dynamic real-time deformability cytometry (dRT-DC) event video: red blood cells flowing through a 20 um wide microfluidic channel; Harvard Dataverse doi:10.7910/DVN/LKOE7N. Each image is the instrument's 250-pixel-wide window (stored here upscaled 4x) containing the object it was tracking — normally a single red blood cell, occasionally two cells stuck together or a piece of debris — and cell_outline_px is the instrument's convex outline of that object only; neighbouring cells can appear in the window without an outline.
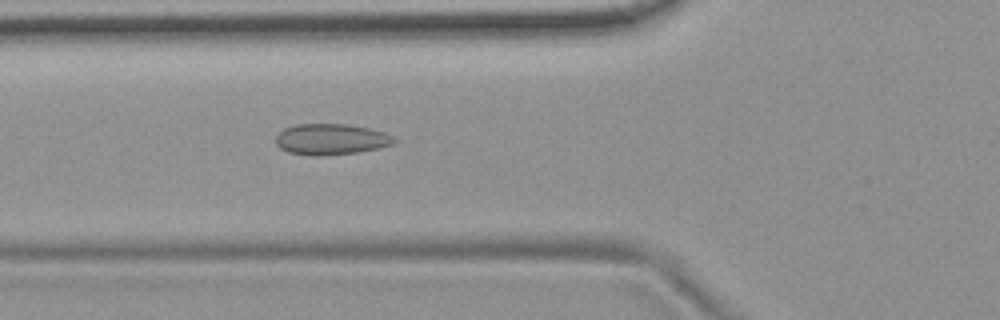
{"species": "common noctule bat (a hibernating species)", "species_latin": "Nyctalus noctula", "temperature_condition": "room temperature", "stored_images_in_passage": 49, "camera_frame_rate_fps": 3000, "um_per_image_px": 0.085, "animal": {"sex": "female", "body_mass_g": 19.9}, "frame": {"image": 1, "passage_image": 19, "time_ms": 6.0, "image_size_px": [1000, 320], "cell_outline_px": [[396, 140], [392, 144], [380, 148], [356, 152], [320, 156], [312, 156], [288, 152], [280, 148], [276, 144], [276, 136], [284, 128], [296, 124], [348, 124], [368, 128], [384, 132], [392, 136]], "centroid_in_image_um": [28.11, 11.84], "position_along_channel_um": 97.7, "area_um2": 21.33}}
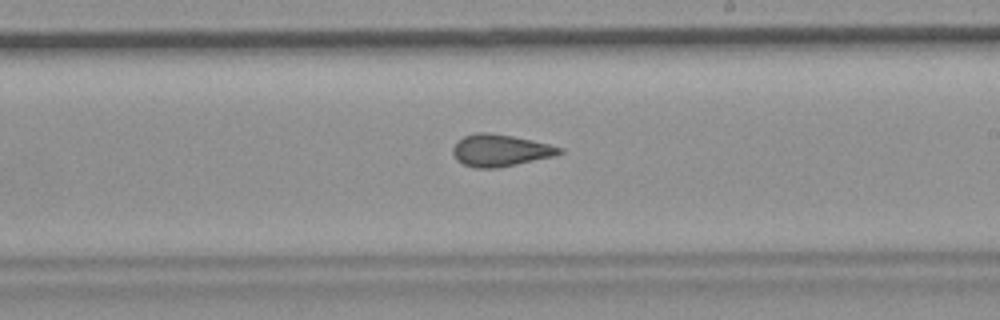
{"frame": {"image": 2, "passage_image": 31, "time_ms": 10.0, "image_size_px": [1000, 320], "cell_outline_px": [[564, 152], [556, 156], [496, 168], [476, 168], [464, 164], [456, 160], [452, 152], [452, 148], [456, 140], [464, 136], [476, 132], [488, 132], [512, 136], [532, 140], [564, 148]], "centroid_in_image_um": [42.51, 12.78], "position_along_channel_um": 246.5, "area_um2": 20.0}}
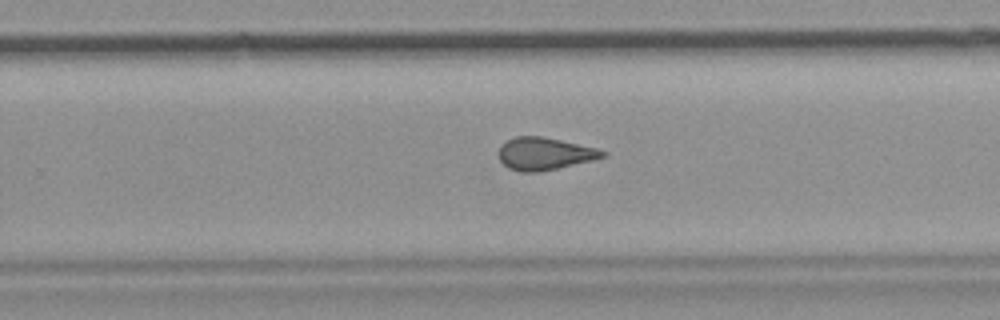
{"frame": {"image": 3, "passage_image": 34, "time_ms": 11.0, "image_size_px": [1000, 320], "cell_outline_px": [[608, 156], [592, 160], [556, 168], [536, 172], [520, 172], [508, 168], [500, 160], [500, 144], [516, 136], [544, 136], [596, 148], [608, 152]], "centroid_in_image_um": [46.3, 13.05], "position_along_channel_um": 283.5, "area_um2": 19.54}, "authors_computed_cell_mechanics": {"area_um2": 20.1144, "velocity_mm_per_s": 3.7243, "shape_relaxation_time_tau1_ms": null, "shape_relaxation_time_tau2_ms": 1.7086, "deformation_change_tau1": null, "deformation_change_tau2": 0.1008}}